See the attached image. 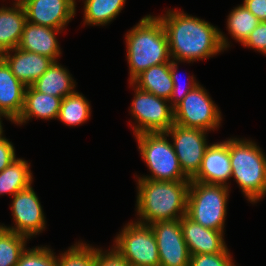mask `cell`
<instances>
[{"instance_id":"3","label":"cell","mask_w":266,"mask_h":266,"mask_svg":"<svg viewBox=\"0 0 266 266\" xmlns=\"http://www.w3.org/2000/svg\"><path fill=\"white\" fill-rule=\"evenodd\" d=\"M125 41L129 82L144 70L172 60L166 32L157 16L149 14L141 18L125 34Z\"/></svg>"},{"instance_id":"18","label":"cell","mask_w":266,"mask_h":266,"mask_svg":"<svg viewBox=\"0 0 266 266\" xmlns=\"http://www.w3.org/2000/svg\"><path fill=\"white\" fill-rule=\"evenodd\" d=\"M26 87L0 58V113L12 123L18 119L23 110Z\"/></svg>"},{"instance_id":"8","label":"cell","mask_w":266,"mask_h":266,"mask_svg":"<svg viewBox=\"0 0 266 266\" xmlns=\"http://www.w3.org/2000/svg\"><path fill=\"white\" fill-rule=\"evenodd\" d=\"M134 90L130 113L135 122L134 136L146 132H166L174 124V110L168 100L144 91L129 82Z\"/></svg>"},{"instance_id":"22","label":"cell","mask_w":266,"mask_h":266,"mask_svg":"<svg viewBox=\"0 0 266 266\" xmlns=\"http://www.w3.org/2000/svg\"><path fill=\"white\" fill-rule=\"evenodd\" d=\"M132 83L141 90L169 101L173 92L170 63H163L144 70Z\"/></svg>"},{"instance_id":"24","label":"cell","mask_w":266,"mask_h":266,"mask_svg":"<svg viewBox=\"0 0 266 266\" xmlns=\"http://www.w3.org/2000/svg\"><path fill=\"white\" fill-rule=\"evenodd\" d=\"M83 24L107 26L121 13L126 0H83Z\"/></svg>"},{"instance_id":"28","label":"cell","mask_w":266,"mask_h":266,"mask_svg":"<svg viewBox=\"0 0 266 266\" xmlns=\"http://www.w3.org/2000/svg\"><path fill=\"white\" fill-rule=\"evenodd\" d=\"M57 266H95V247L78 241L60 252Z\"/></svg>"},{"instance_id":"17","label":"cell","mask_w":266,"mask_h":266,"mask_svg":"<svg viewBox=\"0 0 266 266\" xmlns=\"http://www.w3.org/2000/svg\"><path fill=\"white\" fill-rule=\"evenodd\" d=\"M61 32L63 30L26 21L18 48L46 56L56 62L62 55V49L56 37Z\"/></svg>"},{"instance_id":"5","label":"cell","mask_w":266,"mask_h":266,"mask_svg":"<svg viewBox=\"0 0 266 266\" xmlns=\"http://www.w3.org/2000/svg\"><path fill=\"white\" fill-rule=\"evenodd\" d=\"M134 137H136L141 158L151 172V175H136V178L157 181H191L183 173L166 132H146Z\"/></svg>"},{"instance_id":"21","label":"cell","mask_w":266,"mask_h":266,"mask_svg":"<svg viewBox=\"0 0 266 266\" xmlns=\"http://www.w3.org/2000/svg\"><path fill=\"white\" fill-rule=\"evenodd\" d=\"M71 75L56 61L31 86L41 93L64 98L76 91V82Z\"/></svg>"},{"instance_id":"26","label":"cell","mask_w":266,"mask_h":266,"mask_svg":"<svg viewBox=\"0 0 266 266\" xmlns=\"http://www.w3.org/2000/svg\"><path fill=\"white\" fill-rule=\"evenodd\" d=\"M226 29L228 34L242 44L261 22L243 4L234 7L227 16Z\"/></svg>"},{"instance_id":"33","label":"cell","mask_w":266,"mask_h":266,"mask_svg":"<svg viewBox=\"0 0 266 266\" xmlns=\"http://www.w3.org/2000/svg\"><path fill=\"white\" fill-rule=\"evenodd\" d=\"M242 45L266 55V21L260 22Z\"/></svg>"},{"instance_id":"7","label":"cell","mask_w":266,"mask_h":266,"mask_svg":"<svg viewBox=\"0 0 266 266\" xmlns=\"http://www.w3.org/2000/svg\"><path fill=\"white\" fill-rule=\"evenodd\" d=\"M121 229L114 238L113 248L131 266H160L157 242L150 225L131 221Z\"/></svg>"},{"instance_id":"35","label":"cell","mask_w":266,"mask_h":266,"mask_svg":"<svg viewBox=\"0 0 266 266\" xmlns=\"http://www.w3.org/2000/svg\"><path fill=\"white\" fill-rule=\"evenodd\" d=\"M242 4L261 22L266 21V0H243Z\"/></svg>"},{"instance_id":"31","label":"cell","mask_w":266,"mask_h":266,"mask_svg":"<svg viewBox=\"0 0 266 266\" xmlns=\"http://www.w3.org/2000/svg\"><path fill=\"white\" fill-rule=\"evenodd\" d=\"M228 247L220 253L191 255L189 266H236Z\"/></svg>"},{"instance_id":"13","label":"cell","mask_w":266,"mask_h":266,"mask_svg":"<svg viewBox=\"0 0 266 266\" xmlns=\"http://www.w3.org/2000/svg\"><path fill=\"white\" fill-rule=\"evenodd\" d=\"M76 0H28L24 5L28 22L64 30L76 14Z\"/></svg>"},{"instance_id":"2","label":"cell","mask_w":266,"mask_h":266,"mask_svg":"<svg viewBox=\"0 0 266 266\" xmlns=\"http://www.w3.org/2000/svg\"><path fill=\"white\" fill-rule=\"evenodd\" d=\"M190 181H157L137 178L134 221L150 225L158 221L179 220L187 212Z\"/></svg>"},{"instance_id":"1","label":"cell","mask_w":266,"mask_h":266,"mask_svg":"<svg viewBox=\"0 0 266 266\" xmlns=\"http://www.w3.org/2000/svg\"><path fill=\"white\" fill-rule=\"evenodd\" d=\"M157 17L166 32L172 60L190 64L212 58L230 47L228 37L204 19L177 9H167Z\"/></svg>"},{"instance_id":"16","label":"cell","mask_w":266,"mask_h":266,"mask_svg":"<svg viewBox=\"0 0 266 266\" xmlns=\"http://www.w3.org/2000/svg\"><path fill=\"white\" fill-rule=\"evenodd\" d=\"M0 57L26 86L32 85L54 62L51 58L18 47L2 53Z\"/></svg>"},{"instance_id":"11","label":"cell","mask_w":266,"mask_h":266,"mask_svg":"<svg viewBox=\"0 0 266 266\" xmlns=\"http://www.w3.org/2000/svg\"><path fill=\"white\" fill-rule=\"evenodd\" d=\"M12 198L10 209L14 226L1 224L2 227L29 239L42 233L46 228V217L32 185L17 192Z\"/></svg>"},{"instance_id":"6","label":"cell","mask_w":266,"mask_h":266,"mask_svg":"<svg viewBox=\"0 0 266 266\" xmlns=\"http://www.w3.org/2000/svg\"><path fill=\"white\" fill-rule=\"evenodd\" d=\"M229 186L190 181L186 215L205 228L224 232Z\"/></svg>"},{"instance_id":"25","label":"cell","mask_w":266,"mask_h":266,"mask_svg":"<svg viewBox=\"0 0 266 266\" xmlns=\"http://www.w3.org/2000/svg\"><path fill=\"white\" fill-rule=\"evenodd\" d=\"M91 104L87 98L77 90L62 99L57 120L67 126H79L91 117Z\"/></svg>"},{"instance_id":"9","label":"cell","mask_w":266,"mask_h":266,"mask_svg":"<svg viewBox=\"0 0 266 266\" xmlns=\"http://www.w3.org/2000/svg\"><path fill=\"white\" fill-rule=\"evenodd\" d=\"M174 123L204 131H215L222 124V114L207 90L198 84L173 109Z\"/></svg>"},{"instance_id":"14","label":"cell","mask_w":266,"mask_h":266,"mask_svg":"<svg viewBox=\"0 0 266 266\" xmlns=\"http://www.w3.org/2000/svg\"><path fill=\"white\" fill-rule=\"evenodd\" d=\"M231 175L232 170L227 139L222 142L210 143L205 151L201 167L191 181L229 185L230 187L227 181L231 179Z\"/></svg>"},{"instance_id":"36","label":"cell","mask_w":266,"mask_h":266,"mask_svg":"<svg viewBox=\"0 0 266 266\" xmlns=\"http://www.w3.org/2000/svg\"><path fill=\"white\" fill-rule=\"evenodd\" d=\"M2 117L5 118V119H7L2 113H0V138H1L2 136H4V135H3V134H4V133H3L4 130H3V125H2V124H3V123H2V119H3Z\"/></svg>"},{"instance_id":"34","label":"cell","mask_w":266,"mask_h":266,"mask_svg":"<svg viewBox=\"0 0 266 266\" xmlns=\"http://www.w3.org/2000/svg\"><path fill=\"white\" fill-rule=\"evenodd\" d=\"M15 147L5 136L0 138V172L9 166L16 157Z\"/></svg>"},{"instance_id":"19","label":"cell","mask_w":266,"mask_h":266,"mask_svg":"<svg viewBox=\"0 0 266 266\" xmlns=\"http://www.w3.org/2000/svg\"><path fill=\"white\" fill-rule=\"evenodd\" d=\"M62 99L63 98L36 91L31 85L27 86L23 110L13 124L24 125L33 117L42 120H56L58 118Z\"/></svg>"},{"instance_id":"37","label":"cell","mask_w":266,"mask_h":266,"mask_svg":"<svg viewBox=\"0 0 266 266\" xmlns=\"http://www.w3.org/2000/svg\"><path fill=\"white\" fill-rule=\"evenodd\" d=\"M28 0H14L11 5H21L23 6Z\"/></svg>"},{"instance_id":"4","label":"cell","mask_w":266,"mask_h":266,"mask_svg":"<svg viewBox=\"0 0 266 266\" xmlns=\"http://www.w3.org/2000/svg\"><path fill=\"white\" fill-rule=\"evenodd\" d=\"M232 175L248 202L266 196V155L251 139L228 138Z\"/></svg>"},{"instance_id":"12","label":"cell","mask_w":266,"mask_h":266,"mask_svg":"<svg viewBox=\"0 0 266 266\" xmlns=\"http://www.w3.org/2000/svg\"><path fill=\"white\" fill-rule=\"evenodd\" d=\"M157 242L160 266H189L190 253L184 240L181 219L150 224Z\"/></svg>"},{"instance_id":"15","label":"cell","mask_w":266,"mask_h":266,"mask_svg":"<svg viewBox=\"0 0 266 266\" xmlns=\"http://www.w3.org/2000/svg\"><path fill=\"white\" fill-rule=\"evenodd\" d=\"M181 228L190 255L220 253L227 248L224 232L205 228L187 215L181 218Z\"/></svg>"},{"instance_id":"27","label":"cell","mask_w":266,"mask_h":266,"mask_svg":"<svg viewBox=\"0 0 266 266\" xmlns=\"http://www.w3.org/2000/svg\"><path fill=\"white\" fill-rule=\"evenodd\" d=\"M29 240L26 236L3 228L0 231V266H15Z\"/></svg>"},{"instance_id":"10","label":"cell","mask_w":266,"mask_h":266,"mask_svg":"<svg viewBox=\"0 0 266 266\" xmlns=\"http://www.w3.org/2000/svg\"><path fill=\"white\" fill-rule=\"evenodd\" d=\"M183 173L191 180L199 171L205 151L210 144L207 131L173 124L167 131Z\"/></svg>"},{"instance_id":"32","label":"cell","mask_w":266,"mask_h":266,"mask_svg":"<svg viewBox=\"0 0 266 266\" xmlns=\"http://www.w3.org/2000/svg\"><path fill=\"white\" fill-rule=\"evenodd\" d=\"M95 266H131L129 262L113 247L108 250L95 248Z\"/></svg>"},{"instance_id":"30","label":"cell","mask_w":266,"mask_h":266,"mask_svg":"<svg viewBox=\"0 0 266 266\" xmlns=\"http://www.w3.org/2000/svg\"><path fill=\"white\" fill-rule=\"evenodd\" d=\"M178 61L171 60L170 61V75L171 79L173 81V92L169 99L170 106L174 109L183 99L184 97L192 91L199 82L196 81V78L194 75L188 76V81L185 83V85H181L179 83V74H178ZM188 83V84H187ZM187 84V85H186Z\"/></svg>"},{"instance_id":"23","label":"cell","mask_w":266,"mask_h":266,"mask_svg":"<svg viewBox=\"0 0 266 266\" xmlns=\"http://www.w3.org/2000/svg\"><path fill=\"white\" fill-rule=\"evenodd\" d=\"M27 160L16 158L0 172V195L14 196L17 192L30 187L33 183V173Z\"/></svg>"},{"instance_id":"29","label":"cell","mask_w":266,"mask_h":266,"mask_svg":"<svg viewBox=\"0 0 266 266\" xmlns=\"http://www.w3.org/2000/svg\"><path fill=\"white\" fill-rule=\"evenodd\" d=\"M55 253L46 245L26 248L15 266H57L58 256Z\"/></svg>"},{"instance_id":"20","label":"cell","mask_w":266,"mask_h":266,"mask_svg":"<svg viewBox=\"0 0 266 266\" xmlns=\"http://www.w3.org/2000/svg\"><path fill=\"white\" fill-rule=\"evenodd\" d=\"M26 21L23 6L0 7V55L18 47Z\"/></svg>"}]
</instances>
